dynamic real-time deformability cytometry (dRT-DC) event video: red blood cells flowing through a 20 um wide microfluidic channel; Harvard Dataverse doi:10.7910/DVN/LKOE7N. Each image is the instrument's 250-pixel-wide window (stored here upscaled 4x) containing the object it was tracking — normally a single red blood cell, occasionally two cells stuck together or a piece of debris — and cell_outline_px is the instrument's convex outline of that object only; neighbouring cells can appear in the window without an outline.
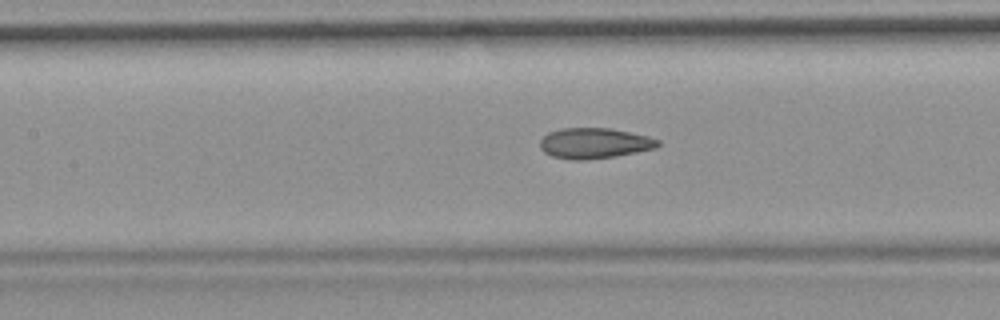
{"species": "common noctule bat (a hibernating species)", "species_latin": "Nyctalus noctula", "temperature_condition": "room temperature", "stored_images_in_passage": 52, "camera_frame_rate_fps": 3000, "um_per_image_px": 0.085, "animal": {"sex": "female", "body_mass_g": 19.9}, "frame": {"image": 1, "passage_image": 23, "time_ms": 7.333, "image_size_px": [1000, 320], "cell_outline_px": [[660, 144], [656, 148], [616, 156], [584, 160], [572, 160], [552, 156], [544, 152], [540, 148], [540, 140], [548, 132], [560, 128], [612, 128], [648, 136], [660, 140]], "centroid_in_image_um": [50.52, 12.17], "position_along_channel_um": 156.9, "area_um2": 21.1}, "authors_computed_cell_mechanics": {"area_um2": 21.0681, "velocity_mm_per_s": 3.7326, "shape_relaxation_time_tau1_ms": null, "shape_relaxation_time_tau2_ms": 2.5788, "deformation_change_tau1": null, "deformation_change_tau2": 0.0935}}